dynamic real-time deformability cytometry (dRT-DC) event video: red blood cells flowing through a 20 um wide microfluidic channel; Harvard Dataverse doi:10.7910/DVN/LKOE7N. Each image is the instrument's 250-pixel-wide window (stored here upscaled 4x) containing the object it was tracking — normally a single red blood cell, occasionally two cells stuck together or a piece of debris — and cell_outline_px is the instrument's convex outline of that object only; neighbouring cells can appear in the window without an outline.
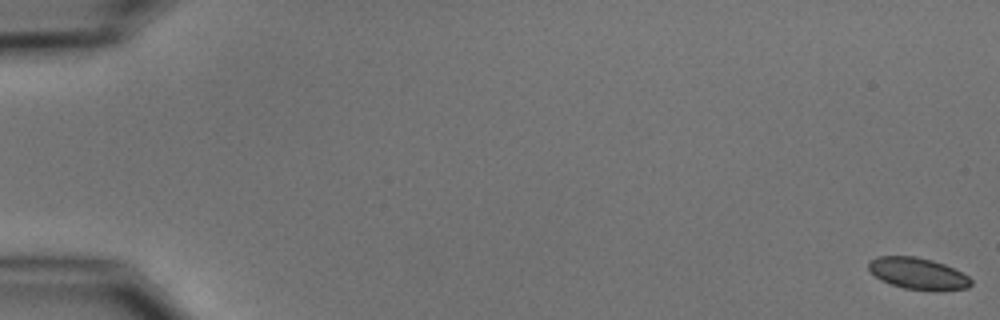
{"species": "common noctule bat (a hibernating species)", "species_latin": "Nyctalus noctula", "temperature_condition": "cold", "stored_images_in_passage": 6, "camera_frame_rate_fps": 3000, "um_per_image_px": 0.085, "animal": {"sex": "male", "body_mass_g": 15.6}, "frame": {"image": 1, "passage_image": 1, "time_ms": 0.0, "image_size_px": [1000, 320], "cell_outline_px": [[972, 284], [968, 288], [940, 292], [936, 292], [904, 288], [880, 280], [868, 268], [868, 260], [876, 256], [916, 256], [932, 260], [944, 264], [968, 276], [972, 280]], "centroid_in_image_um": [78.04, 23.26], "position_along_channel_um": 7.0, "area_um2": 19.13}}
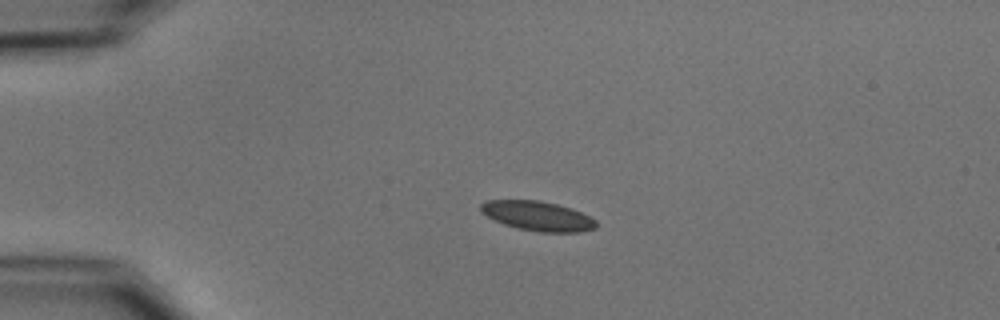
{"frame": {"image": 2, "passage_image": 5, "time_ms": 4.333, "image_size_px": [1000, 320], "cell_outline_px": [[596, 228], [580, 232], [540, 232], [520, 228], [504, 224], [480, 212], [480, 204], [488, 200], [536, 200], [556, 204], [580, 212], [596, 220]], "centroid_in_image_um": [45.69, 18.36], "position_along_channel_um": 39.3, "area_um2": 19.54}}